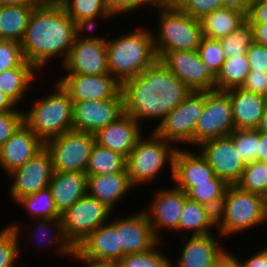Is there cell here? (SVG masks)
<instances>
[{"label": "cell", "instance_id": "6da1fadb", "mask_svg": "<svg viewBox=\"0 0 267 267\" xmlns=\"http://www.w3.org/2000/svg\"><path fill=\"white\" fill-rule=\"evenodd\" d=\"M192 91L159 59L135 78L122 84L124 113L140 124L159 120L175 109Z\"/></svg>", "mask_w": 267, "mask_h": 267}, {"label": "cell", "instance_id": "7a4b0ae2", "mask_svg": "<svg viewBox=\"0 0 267 267\" xmlns=\"http://www.w3.org/2000/svg\"><path fill=\"white\" fill-rule=\"evenodd\" d=\"M75 40V24L64 7L42 2L30 16L21 47L26 61L40 71L54 58L63 65Z\"/></svg>", "mask_w": 267, "mask_h": 267}, {"label": "cell", "instance_id": "3957f363", "mask_svg": "<svg viewBox=\"0 0 267 267\" xmlns=\"http://www.w3.org/2000/svg\"><path fill=\"white\" fill-rule=\"evenodd\" d=\"M138 25L107 40L109 74L121 85L138 76L157 60L152 30Z\"/></svg>", "mask_w": 267, "mask_h": 267}, {"label": "cell", "instance_id": "277c9868", "mask_svg": "<svg viewBox=\"0 0 267 267\" xmlns=\"http://www.w3.org/2000/svg\"><path fill=\"white\" fill-rule=\"evenodd\" d=\"M54 91L24 110V124L43 142L73 130V101L56 80ZM32 107V108H31Z\"/></svg>", "mask_w": 267, "mask_h": 267}, {"label": "cell", "instance_id": "5b68a950", "mask_svg": "<svg viewBox=\"0 0 267 267\" xmlns=\"http://www.w3.org/2000/svg\"><path fill=\"white\" fill-rule=\"evenodd\" d=\"M148 133L146 138L144 134L138 140L126 158L127 174L131 184L137 189L139 185L153 184V181L163 174L161 172L165 167L169 168L171 182L173 180L174 154L177 147L158 136L152 129Z\"/></svg>", "mask_w": 267, "mask_h": 267}, {"label": "cell", "instance_id": "8992f818", "mask_svg": "<svg viewBox=\"0 0 267 267\" xmlns=\"http://www.w3.org/2000/svg\"><path fill=\"white\" fill-rule=\"evenodd\" d=\"M264 196L229 185L217 216V233L222 238L241 234L265 224ZM257 226V227H256Z\"/></svg>", "mask_w": 267, "mask_h": 267}, {"label": "cell", "instance_id": "52a82bcc", "mask_svg": "<svg viewBox=\"0 0 267 267\" xmlns=\"http://www.w3.org/2000/svg\"><path fill=\"white\" fill-rule=\"evenodd\" d=\"M158 29L152 31L158 59L168 51H196L202 38L201 23L176 5L157 13Z\"/></svg>", "mask_w": 267, "mask_h": 267}, {"label": "cell", "instance_id": "ba28073f", "mask_svg": "<svg viewBox=\"0 0 267 267\" xmlns=\"http://www.w3.org/2000/svg\"><path fill=\"white\" fill-rule=\"evenodd\" d=\"M205 104V91H192L160 123H154L152 130L177 148L194 146V133ZM177 144V145H176Z\"/></svg>", "mask_w": 267, "mask_h": 267}, {"label": "cell", "instance_id": "9c48e42d", "mask_svg": "<svg viewBox=\"0 0 267 267\" xmlns=\"http://www.w3.org/2000/svg\"><path fill=\"white\" fill-rule=\"evenodd\" d=\"M95 143L93 133L71 130L49 139L44 147L51 155L54 171L86 173Z\"/></svg>", "mask_w": 267, "mask_h": 267}, {"label": "cell", "instance_id": "30bf717a", "mask_svg": "<svg viewBox=\"0 0 267 267\" xmlns=\"http://www.w3.org/2000/svg\"><path fill=\"white\" fill-rule=\"evenodd\" d=\"M113 216L111 209L87 193L61 214L65 237L76 248Z\"/></svg>", "mask_w": 267, "mask_h": 267}, {"label": "cell", "instance_id": "8fae6325", "mask_svg": "<svg viewBox=\"0 0 267 267\" xmlns=\"http://www.w3.org/2000/svg\"><path fill=\"white\" fill-rule=\"evenodd\" d=\"M235 130L232 104L226 91H205V104L194 133L195 148L201 143L230 135Z\"/></svg>", "mask_w": 267, "mask_h": 267}, {"label": "cell", "instance_id": "7c38bea8", "mask_svg": "<svg viewBox=\"0 0 267 267\" xmlns=\"http://www.w3.org/2000/svg\"><path fill=\"white\" fill-rule=\"evenodd\" d=\"M53 173L51 155L44 147L23 166L7 175L12 179L8 190L10 201L16 204L21 198L47 188Z\"/></svg>", "mask_w": 267, "mask_h": 267}, {"label": "cell", "instance_id": "4fadbf2b", "mask_svg": "<svg viewBox=\"0 0 267 267\" xmlns=\"http://www.w3.org/2000/svg\"><path fill=\"white\" fill-rule=\"evenodd\" d=\"M159 61L162 62L191 91L216 90L215 76L202 62L196 51H168Z\"/></svg>", "mask_w": 267, "mask_h": 267}, {"label": "cell", "instance_id": "5bb4252c", "mask_svg": "<svg viewBox=\"0 0 267 267\" xmlns=\"http://www.w3.org/2000/svg\"><path fill=\"white\" fill-rule=\"evenodd\" d=\"M196 148H199L198 151L218 178L225 180L229 185H236L241 179L247 164L229 135L205 141Z\"/></svg>", "mask_w": 267, "mask_h": 267}, {"label": "cell", "instance_id": "9a60e30c", "mask_svg": "<svg viewBox=\"0 0 267 267\" xmlns=\"http://www.w3.org/2000/svg\"><path fill=\"white\" fill-rule=\"evenodd\" d=\"M109 221L119 233L122 258L126 254L142 253L154 249L162 242L155 234L143 209H139V211L137 210L126 217L110 218Z\"/></svg>", "mask_w": 267, "mask_h": 267}, {"label": "cell", "instance_id": "2e32d148", "mask_svg": "<svg viewBox=\"0 0 267 267\" xmlns=\"http://www.w3.org/2000/svg\"><path fill=\"white\" fill-rule=\"evenodd\" d=\"M73 130L95 134L124 114L122 91L109 100L73 101Z\"/></svg>", "mask_w": 267, "mask_h": 267}, {"label": "cell", "instance_id": "e0dca14e", "mask_svg": "<svg viewBox=\"0 0 267 267\" xmlns=\"http://www.w3.org/2000/svg\"><path fill=\"white\" fill-rule=\"evenodd\" d=\"M172 185L155 190L153 200L151 199L152 203L149 204V207L142 208L146 212L155 234L162 241L164 239L160 231L163 229V231L168 229L178 233L180 215L187 199L183 190L177 188L174 184Z\"/></svg>", "mask_w": 267, "mask_h": 267}, {"label": "cell", "instance_id": "ac0fdd59", "mask_svg": "<svg viewBox=\"0 0 267 267\" xmlns=\"http://www.w3.org/2000/svg\"><path fill=\"white\" fill-rule=\"evenodd\" d=\"M62 76L57 80L68 92L72 101L109 100L122 91V85L110 74Z\"/></svg>", "mask_w": 267, "mask_h": 267}, {"label": "cell", "instance_id": "d6986e66", "mask_svg": "<svg viewBox=\"0 0 267 267\" xmlns=\"http://www.w3.org/2000/svg\"><path fill=\"white\" fill-rule=\"evenodd\" d=\"M64 74H109L107 42L76 39L66 62Z\"/></svg>", "mask_w": 267, "mask_h": 267}, {"label": "cell", "instance_id": "ffe728a7", "mask_svg": "<svg viewBox=\"0 0 267 267\" xmlns=\"http://www.w3.org/2000/svg\"><path fill=\"white\" fill-rule=\"evenodd\" d=\"M172 183L185 193L195 183L209 182V179L218 178L209 163L197 150L190 148H177L174 154Z\"/></svg>", "mask_w": 267, "mask_h": 267}, {"label": "cell", "instance_id": "44dd1931", "mask_svg": "<svg viewBox=\"0 0 267 267\" xmlns=\"http://www.w3.org/2000/svg\"><path fill=\"white\" fill-rule=\"evenodd\" d=\"M143 129L142 124L124 113L116 121L99 129L94 135L98 145L127 158L138 140L146 134Z\"/></svg>", "mask_w": 267, "mask_h": 267}, {"label": "cell", "instance_id": "7402d4cb", "mask_svg": "<svg viewBox=\"0 0 267 267\" xmlns=\"http://www.w3.org/2000/svg\"><path fill=\"white\" fill-rule=\"evenodd\" d=\"M44 148V143L23 123L0 149V169L10 174Z\"/></svg>", "mask_w": 267, "mask_h": 267}, {"label": "cell", "instance_id": "603a6c76", "mask_svg": "<svg viewBox=\"0 0 267 267\" xmlns=\"http://www.w3.org/2000/svg\"><path fill=\"white\" fill-rule=\"evenodd\" d=\"M218 235V236H217ZM181 237L182 250L172 267H212L215 259L226 248L219 242V233ZM220 236V237H219ZM220 243V244H219Z\"/></svg>", "mask_w": 267, "mask_h": 267}, {"label": "cell", "instance_id": "cb8c5ba5", "mask_svg": "<svg viewBox=\"0 0 267 267\" xmlns=\"http://www.w3.org/2000/svg\"><path fill=\"white\" fill-rule=\"evenodd\" d=\"M134 189L126 170L114 175H87V193L113 212Z\"/></svg>", "mask_w": 267, "mask_h": 267}, {"label": "cell", "instance_id": "d4e9b609", "mask_svg": "<svg viewBox=\"0 0 267 267\" xmlns=\"http://www.w3.org/2000/svg\"><path fill=\"white\" fill-rule=\"evenodd\" d=\"M76 249L84 257L97 260L118 262L122 259V246H120L119 233L110 221L94 230Z\"/></svg>", "mask_w": 267, "mask_h": 267}, {"label": "cell", "instance_id": "484cf974", "mask_svg": "<svg viewBox=\"0 0 267 267\" xmlns=\"http://www.w3.org/2000/svg\"><path fill=\"white\" fill-rule=\"evenodd\" d=\"M226 92L232 104L235 129H257L267 105V98L241 88H232Z\"/></svg>", "mask_w": 267, "mask_h": 267}, {"label": "cell", "instance_id": "4316f807", "mask_svg": "<svg viewBox=\"0 0 267 267\" xmlns=\"http://www.w3.org/2000/svg\"><path fill=\"white\" fill-rule=\"evenodd\" d=\"M48 187L58 212L62 214L87 194V174L54 171Z\"/></svg>", "mask_w": 267, "mask_h": 267}, {"label": "cell", "instance_id": "83f0119b", "mask_svg": "<svg viewBox=\"0 0 267 267\" xmlns=\"http://www.w3.org/2000/svg\"><path fill=\"white\" fill-rule=\"evenodd\" d=\"M213 229H217L216 213L209 207L187 198L178 223L180 238L186 236L184 232H190L189 236H200L213 233Z\"/></svg>", "mask_w": 267, "mask_h": 267}, {"label": "cell", "instance_id": "f1b7e54d", "mask_svg": "<svg viewBox=\"0 0 267 267\" xmlns=\"http://www.w3.org/2000/svg\"><path fill=\"white\" fill-rule=\"evenodd\" d=\"M200 20L202 36L221 39L231 34L246 20V14L240 10L221 7L204 15Z\"/></svg>", "mask_w": 267, "mask_h": 267}, {"label": "cell", "instance_id": "f546056e", "mask_svg": "<svg viewBox=\"0 0 267 267\" xmlns=\"http://www.w3.org/2000/svg\"><path fill=\"white\" fill-rule=\"evenodd\" d=\"M38 4L0 6V40L21 43L30 16Z\"/></svg>", "mask_w": 267, "mask_h": 267}, {"label": "cell", "instance_id": "4dcf8cb0", "mask_svg": "<svg viewBox=\"0 0 267 267\" xmlns=\"http://www.w3.org/2000/svg\"><path fill=\"white\" fill-rule=\"evenodd\" d=\"M32 221L36 222V224L34 223L35 226L33 225L34 228L31 229L32 232H29L31 233L29 236L31 238L33 237L32 242L34 241L36 242L35 244H37L39 240L43 238L42 240L43 242H45L46 245L43 243H42L43 245H41V243H39L38 245H41L42 247L43 246L48 247L46 248V250L49 249V247L56 246L54 248L55 253L56 252L59 253V256L62 255L63 257H68L67 259H69V257L72 258L75 248L65 237L61 217H57L53 219H32ZM48 233L49 234L52 233V234H50V236L49 235L47 236ZM45 237L47 240L44 241ZM35 239L36 240L39 239L38 242Z\"/></svg>", "mask_w": 267, "mask_h": 267}, {"label": "cell", "instance_id": "1f68e13d", "mask_svg": "<svg viewBox=\"0 0 267 267\" xmlns=\"http://www.w3.org/2000/svg\"><path fill=\"white\" fill-rule=\"evenodd\" d=\"M34 66H18L0 73V91L16 105L20 104L38 78ZM26 94V95H25Z\"/></svg>", "mask_w": 267, "mask_h": 267}, {"label": "cell", "instance_id": "d6a6232c", "mask_svg": "<svg viewBox=\"0 0 267 267\" xmlns=\"http://www.w3.org/2000/svg\"><path fill=\"white\" fill-rule=\"evenodd\" d=\"M126 170V157L95 143L86 168L87 175H114Z\"/></svg>", "mask_w": 267, "mask_h": 267}, {"label": "cell", "instance_id": "836d02e7", "mask_svg": "<svg viewBox=\"0 0 267 267\" xmlns=\"http://www.w3.org/2000/svg\"><path fill=\"white\" fill-rule=\"evenodd\" d=\"M249 73L250 65L246 54L227 58L215 76L216 90L226 91L240 88Z\"/></svg>", "mask_w": 267, "mask_h": 267}, {"label": "cell", "instance_id": "e575fe53", "mask_svg": "<svg viewBox=\"0 0 267 267\" xmlns=\"http://www.w3.org/2000/svg\"><path fill=\"white\" fill-rule=\"evenodd\" d=\"M229 184L223 179H209V182L195 183L187 192V198L219 212Z\"/></svg>", "mask_w": 267, "mask_h": 267}, {"label": "cell", "instance_id": "d590c367", "mask_svg": "<svg viewBox=\"0 0 267 267\" xmlns=\"http://www.w3.org/2000/svg\"><path fill=\"white\" fill-rule=\"evenodd\" d=\"M21 225L19 222H11L0 229V267H17L21 255V231L24 228Z\"/></svg>", "mask_w": 267, "mask_h": 267}, {"label": "cell", "instance_id": "8d00e7d4", "mask_svg": "<svg viewBox=\"0 0 267 267\" xmlns=\"http://www.w3.org/2000/svg\"><path fill=\"white\" fill-rule=\"evenodd\" d=\"M16 204L24 208L30 214L31 219H53L61 217V214L55 206L49 187L21 198Z\"/></svg>", "mask_w": 267, "mask_h": 267}, {"label": "cell", "instance_id": "74e56055", "mask_svg": "<svg viewBox=\"0 0 267 267\" xmlns=\"http://www.w3.org/2000/svg\"><path fill=\"white\" fill-rule=\"evenodd\" d=\"M225 58L243 56L255 42L254 29L246 19L231 34L219 39Z\"/></svg>", "mask_w": 267, "mask_h": 267}, {"label": "cell", "instance_id": "f35d334b", "mask_svg": "<svg viewBox=\"0 0 267 267\" xmlns=\"http://www.w3.org/2000/svg\"><path fill=\"white\" fill-rule=\"evenodd\" d=\"M236 185L244 191L265 197L267 194V163L260 161L248 163Z\"/></svg>", "mask_w": 267, "mask_h": 267}, {"label": "cell", "instance_id": "ab89813d", "mask_svg": "<svg viewBox=\"0 0 267 267\" xmlns=\"http://www.w3.org/2000/svg\"><path fill=\"white\" fill-rule=\"evenodd\" d=\"M163 243L146 252L126 254L118 261L119 267H172V259L160 247Z\"/></svg>", "mask_w": 267, "mask_h": 267}, {"label": "cell", "instance_id": "60d3db41", "mask_svg": "<svg viewBox=\"0 0 267 267\" xmlns=\"http://www.w3.org/2000/svg\"><path fill=\"white\" fill-rule=\"evenodd\" d=\"M229 136L246 164L257 161L259 142L257 129H235Z\"/></svg>", "mask_w": 267, "mask_h": 267}, {"label": "cell", "instance_id": "b9f144b4", "mask_svg": "<svg viewBox=\"0 0 267 267\" xmlns=\"http://www.w3.org/2000/svg\"><path fill=\"white\" fill-rule=\"evenodd\" d=\"M62 6L74 22L83 18L111 14L106 8L105 0H66Z\"/></svg>", "mask_w": 267, "mask_h": 267}, {"label": "cell", "instance_id": "7bdbcfd3", "mask_svg": "<svg viewBox=\"0 0 267 267\" xmlns=\"http://www.w3.org/2000/svg\"><path fill=\"white\" fill-rule=\"evenodd\" d=\"M198 52L202 62L209 71L216 76L226 60L219 39H211L202 36Z\"/></svg>", "mask_w": 267, "mask_h": 267}, {"label": "cell", "instance_id": "ee69618b", "mask_svg": "<svg viewBox=\"0 0 267 267\" xmlns=\"http://www.w3.org/2000/svg\"><path fill=\"white\" fill-rule=\"evenodd\" d=\"M18 66H33L26 61L21 43L0 40V73Z\"/></svg>", "mask_w": 267, "mask_h": 267}, {"label": "cell", "instance_id": "f6af8a7d", "mask_svg": "<svg viewBox=\"0 0 267 267\" xmlns=\"http://www.w3.org/2000/svg\"><path fill=\"white\" fill-rule=\"evenodd\" d=\"M175 5L196 19H201L217 8L224 7L223 0H176Z\"/></svg>", "mask_w": 267, "mask_h": 267}, {"label": "cell", "instance_id": "bcb514c9", "mask_svg": "<svg viewBox=\"0 0 267 267\" xmlns=\"http://www.w3.org/2000/svg\"><path fill=\"white\" fill-rule=\"evenodd\" d=\"M112 17L114 18V16L112 14H103V15L83 18V19L75 21L74 24H75L76 39L85 40V41L107 42L108 38L106 36H104V35L98 36L97 33L94 34V30L96 29V27H98L97 23L99 21H102V19L103 20L104 19L109 20V18L112 19ZM86 31H88V32L86 33ZM89 32L91 34H88ZM84 33H86V34L84 35Z\"/></svg>", "mask_w": 267, "mask_h": 267}, {"label": "cell", "instance_id": "7dc6e473", "mask_svg": "<svg viewBox=\"0 0 267 267\" xmlns=\"http://www.w3.org/2000/svg\"><path fill=\"white\" fill-rule=\"evenodd\" d=\"M23 123V109L20 110L17 107L13 111L0 113V149Z\"/></svg>", "mask_w": 267, "mask_h": 267}, {"label": "cell", "instance_id": "c3c4849f", "mask_svg": "<svg viewBox=\"0 0 267 267\" xmlns=\"http://www.w3.org/2000/svg\"><path fill=\"white\" fill-rule=\"evenodd\" d=\"M246 55L250 71L267 72V46L254 42Z\"/></svg>", "mask_w": 267, "mask_h": 267}, {"label": "cell", "instance_id": "681fc988", "mask_svg": "<svg viewBox=\"0 0 267 267\" xmlns=\"http://www.w3.org/2000/svg\"><path fill=\"white\" fill-rule=\"evenodd\" d=\"M240 88L267 97V72L250 71Z\"/></svg>", "mask_w": 267, "mask_h": 267}, {"label": "cell", "instance_id": "f907efd6", "mask_svg": "<svg viewBox=\"0 0 267 267\" xmlns=\"http://www.w3.org/2000/svg\"><path fill=\"white\" fill-rule=\"evenodd\" d=\"M105 5L108 12L114 17L116 15L130 14L137 10V0H105Z\"/></svg>", "mask_w": 267, "mask_h": 267}, {"label": "cell", "instance_id": "816d5d0a", "mask_svg": "<svg viewBox=\"0 0 267 267\" xmlns=\"http://www.w3.org/2000/svg\"><path fill=\"white\" fill-rule=\"evenodd\" d=\"M246 19L250 23H267V0H253Z\"/></svg>", "mask_w": 267, "mask_h": 267}, {"label": "cell", "instance_id": "f5cc1de1", "mask_svg": "<svg viewBox=\"0 0 267 267\" xmlns=\"http://www.w3.org/2000/svg\"><path fill=\"white\" fill-rule=\"evenodd\" d=\"M72 258L77 259L78 262H81L82 266L85 265L86 267H119L117 261L97 260L84 257L76 248Z\"/></svg>", "mask_w": 267, "mask_h": 267}, {"label": "cell", "instance_id": "db71d44e", "mask_svg": "<svg viewBox=\"0 0 267 267\" xmlns=\"http://www.w3.org/2000/svg\"><path fill=\"white\" fill-rule=\"evenodd\" d=\"M229 251L226 247L215 259L212 267H241L240 258L235 256L232 250Z\"/></svg>", "mask_w": 267, "mask_h": 267}, {"label": "cell", "instance_id": "11a10c76", "mask_svg": "<svg viewBox=\"0 0 267 267\" xmlns=\"http://www.w3.org/2000/svg\"><path fill=\"white\" fill-rule=\"evenodd\" d=\"M246 257L245 260L240 258L241 267H266V246Z\"/></svg>", "mask_w": 267, "mask_h": 267}, {"label": "cell", "instance_id": "9f6ffc18", "mask_svg": "<svg viewBox=\"0 0 267 267\" xmlns=\"http://www.w3.org/2000/svg\"><path fill=\"white\" fill-rule=\"evenodd\" d=\"M175 3L176 0H137V10L138 9L141 10L142 7L147 9L150 7L151 9H153L155 12L158 13L160 11L170 9L175 5Z\"/></svg>", "mask_w": 267, "mask_h": 267}, {"label": "cell", "instance_id": "6f0895ef", "mask_svg": "<svg viewBox=\"0 0 267 267\" xmlns=\"http://www.w3.org/2000/svg\"><path fill=\"white\" fill-rule=\"evenodd\" d=\"M254 29V41L267 46V23H251Z\"/></svg>", "mask_w": 267, "mask_h": 267}, {"label": "cell", "instance_id": "680465c9", "mask_svg": "<svg viewBox=\"0 0 267 267\" xmlns=\"http://www.w3.org/2000/svg\"><path fill=\"white\" fill-rule=\"evenodd\" d=\"M224 7L234 8L244 12L245 14L248 13L250 9V5L253 0H223Z\"/></svg>", "mask_w": 267, "mask_h": 267}, {"label": "cell", "instance_id": "91938a15", "mask_svg": "<svg viewBox=\"0 0 267 267\" xmlns=\"http://www.w3.org/2000/svg\"><path fill=\"white\" fill-rule=\"evenodd\" d=\"M257 161H267V133L259 132Z\"/></svg>", "mask_w": 267, "mask_h": 267}, {"label": "cell", "instance_id": "94428289", "mask_svg": "<svg viewBox=\"0 0 267 267\" xmlns=\"http://www.w3.org/2000/svg\"><path fill=\"white\" fill-rule=\"evenodd\" d=\"M17 108V105L9 99L3 92L0 91V113H6L13 111Z\"/></svg>", "mask_w": 267, "mask_h": 267}, {"label": "cell", "instance_id": "6125c7cd", "mask_svg": "<svg viewBox=\"0 0 267 267\" xmlns=\"http://www.w3.org/2000/svg\"><path fill=\"white\" fill-rule=\"evenodd\" d=\"M43 0H0V6H14L22 4H40Z\"/></svg>", "mask_w": 267, "mask_h": 267}, {"label": "cell", "instance_id": "be15d7a7", "mask_svg": "<svg viewBox=\"0 0 267 267\" xmlns=\"http://www.w3.org/2000/svg\"><path fill=\"white\" fill-rule=\"evenodd\" d=\"M257 130L259 132L267 133V105L265 107L264 113L262 115V118H261V121H260V124H259Z\"/></svg>", "mask_w": 267, "mask_h": 267}, {"label": "cell", "instance_id": "e7e4bbea", "mask_svg": "<svg viewBox=\"0 0 267 267\" xmlns=\"http://www.w3.org/2000/svg\"><path fill=\"white\" fill-rule=\"evenodd\" d=\"M66 0H43V3L51 5H62Z\"/></svg>", "mask_w": 267, "mask_h": 267}, {"label": "cell", "instance_id": "03108f58", "mask_svg": "<svg viewBox=\"0 0 267 267\" xmlns=\"http://www.w3.org/2000/svg\"><path fill=\"white\" fill-rule=\"evenodd\" d=\"M265 226H267V204H266V214H265Z\"/></svg>", "mask_w": 267, "mask_h": 267}, {"label": "cell", "instance_id": "003e7915", "mask_svg": "<svg viewBox=\"0 0 267 267\" xmlns=\"http://www.w3.org/2000/svg\"><path fill=\"white\" fill-rule=\"evenodd\" d=\"M266 267H267V246H266Z\"/></svg>", "mask_w": 267, "mask_h": 267}, {"label": "cell", "instance_id": "a7ac6f4b", "mask_svg": "<svg viewBox=\"0 0 267 267\" xmlns=\"http://www.w3.org/2000/svg\"><path fill=\"white\" fill-rule=\"evenodd\" d=\"M265 204H267V194L265 195Z\"/></svg>", "mask_w": 267, "mask_h": 267}]
</instances>
